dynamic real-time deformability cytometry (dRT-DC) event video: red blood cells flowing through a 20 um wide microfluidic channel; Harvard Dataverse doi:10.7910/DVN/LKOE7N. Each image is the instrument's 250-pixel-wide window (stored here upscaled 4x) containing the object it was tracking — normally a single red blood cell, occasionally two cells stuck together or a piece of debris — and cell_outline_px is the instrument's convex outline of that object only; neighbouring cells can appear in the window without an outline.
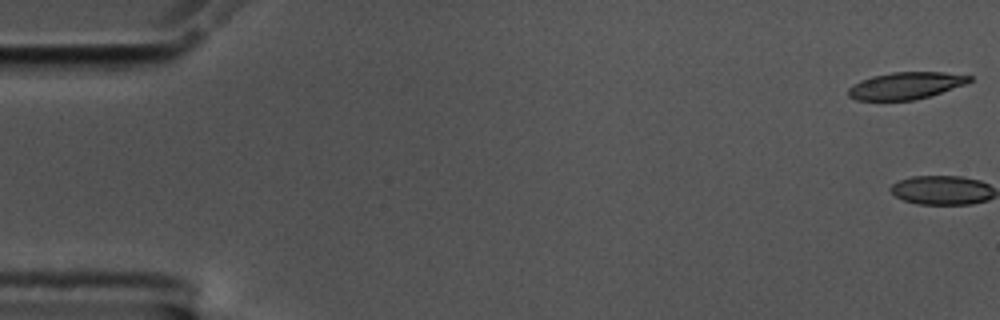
{"species": "common noctule bat (a hibernating species)", "species_latin": "Nyctalus noctula", "temperature_condition": "cold", "stored_images_in_passage": 2, "camera_frame_rate_fps": 3000, "um_per_image_px": 0.085, "animal": {"sex": "male", "body_mass_g": 17.5, "forearm_length_mm": 52.3}, "frame": {"image": 1, "passage_image": 1, "time_ms": 0.0, "image_size_px": [1000, 320], "cell_outline_px": [[972, 80], [964, 84], [928, 96], [912, 100], [856, 100], [848, 96], [848, 88], [852, 84], [860, 80], [872, 76], [892, 72], [944, 72], [972, 76]], "centroid_in_image_um": [76.93, 7.27], "position_along_channel_um": 8.1, "area_um2": 18.9}}